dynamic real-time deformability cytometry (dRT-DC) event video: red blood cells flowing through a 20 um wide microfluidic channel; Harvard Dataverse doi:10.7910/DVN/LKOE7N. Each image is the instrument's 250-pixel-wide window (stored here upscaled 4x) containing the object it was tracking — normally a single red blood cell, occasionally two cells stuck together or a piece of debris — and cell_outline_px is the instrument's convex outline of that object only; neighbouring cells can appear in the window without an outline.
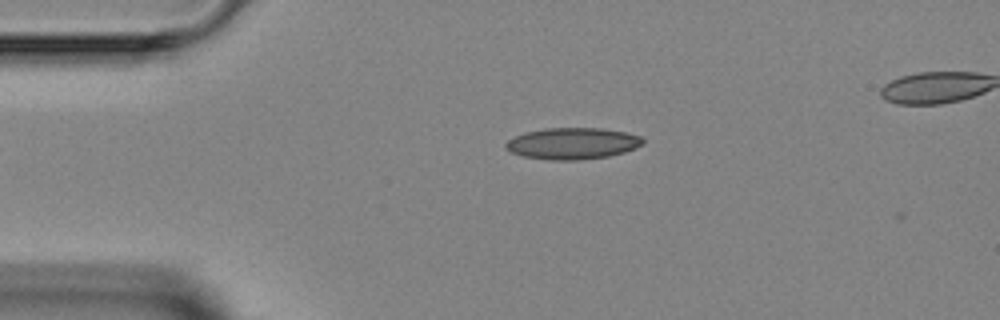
{"species": "Egyptian fruit bat (a non-hibernating species)", "species_latin": "Rousettus aegyptiacus", "temperature_condition": "room temperature", "stored_images_in_passage": 2, "camera_frame_rate_fps": 3000, "um_per_image_px": 0.085, "animal": {"sex": "female"}, "frame": {"image": 1, "passage_image": 2, "time_ms": 1.333, "image_size_px": [1000, 320], "cell_outline_px": [[644, 140], [636, 148], [624, 152], [608, 156], [580, 160], [548, 160], [524, 156], [512, 152], [504, 148], [504, 144], [508, 140], [516, 136], [528, 132], [544, 128], [604, 128], [624, 132], [640, 136]], "centroid_in_image_um": [48.65, 12.19], "position_along_channel_um": 36.3, "area_um2": 25.03}}